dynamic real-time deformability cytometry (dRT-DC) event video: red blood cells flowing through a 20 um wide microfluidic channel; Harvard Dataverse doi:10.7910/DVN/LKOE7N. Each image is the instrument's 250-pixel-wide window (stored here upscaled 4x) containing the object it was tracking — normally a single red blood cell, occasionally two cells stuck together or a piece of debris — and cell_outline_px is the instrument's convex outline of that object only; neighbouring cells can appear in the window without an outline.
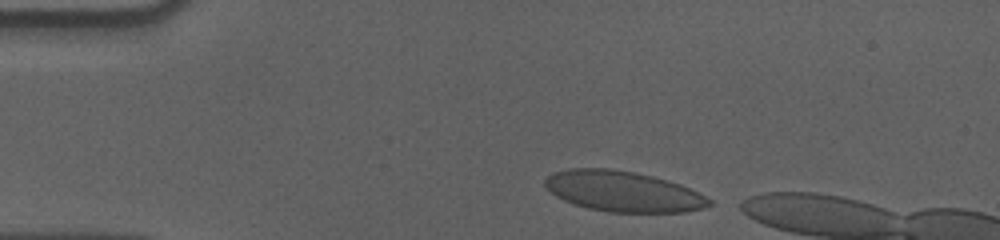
{"species": "human", "species_latin": "Homo sapiens", "temperature_condition": "cold", "stored_images_in_passage": 39, "camera_frame_rate_fps": 3000, "um_per_image_px": 0.085, "donor": {"sex": "male"}, "frame": {"image": 1, "passage_image": 2, "time_ms": 0.333, "image_size_px": [1000, 240], "cell_outline_px": [[712, 204], [704, 208], [684, 212], [608, 212], [588, 208], [564, 200], [556, 196], [544, 184], [544, 180], [548, 176], [556, 172], [568, 168], [608, 168], [636, 172], [668, 180], [680, 184], [712, 200]], "centroid_in_image_um": [52.96, 16.26], "position_along_channel_um": 32.0, "area_um2": 38.55}}
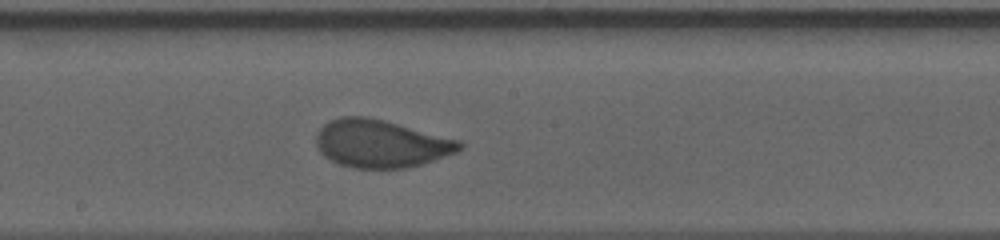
{"frame": {"image": 2, "passage_image": 22, "time_ms": 7.0, "image_size_px": [1000, 240], "cell_outline_px": [[464, 144], [456, 152], [408, 168], [352, 168], [340, 164], [324, 156], [320, 152], [316, 144], [316, 136], [320, 128], [324, 124], [340, 116], [364, 116], [384, 120], [460, 140]], "centroid_in_image_um": [32.35, 12.2], "position_along_channel_um": 215.8, "area_um2": 39.65}}
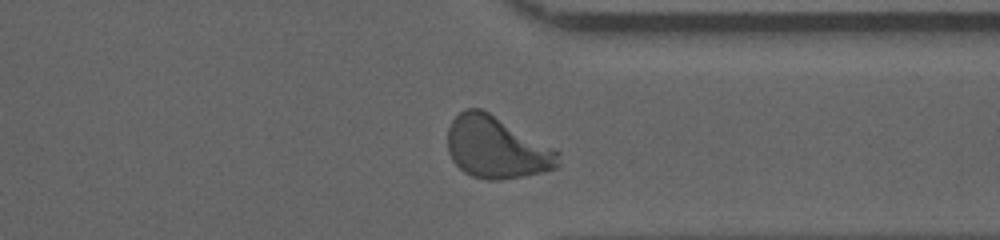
{"frame": {"image": 3, "passage_image": 35, "time_ms": 11.333, "image_size_px": [1000, 240], "cell_outline_px": [[560, 164], [556, 168], [524, 176], [500, 180], [488, 180], [472, 176], [464, 172], [452, 160], [448, 152], [448, 128], [452, 120], [464, 108], [480, 108], [488, 112], [560, 152]], "centroid_in_image_um": [42.18, 12.55], "position_along_channel_um": 369.2, "area_um2": 39.59}, "authors_computed_cell_mechanics": {"area_um2": 39.304, "velocity_mm_per_s": 3.5551, "shape_relaxation_time_tau1_ms": 4.7368, "shape_relaxation_time_tau2_ms": null, "deformation_change_tau1": 0.1679, "deformation_change_tau2": null}}